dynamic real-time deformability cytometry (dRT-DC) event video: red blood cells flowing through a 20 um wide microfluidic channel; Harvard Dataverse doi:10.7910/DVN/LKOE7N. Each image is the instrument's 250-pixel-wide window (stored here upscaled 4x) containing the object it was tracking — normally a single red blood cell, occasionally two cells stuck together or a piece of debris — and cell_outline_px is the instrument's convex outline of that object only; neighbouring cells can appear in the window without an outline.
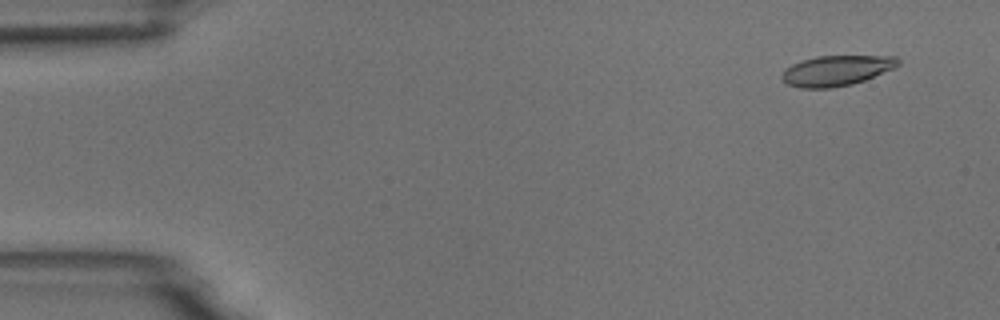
{"species": "common noctule bat (a hibernating species)", "species_latin": "Nyctalus noctula", "temperature_condition": "room temperature", "stored_images_in_passage": 55, "camera_frame_rate_fps": 3000, "um_per_image_px": 0.085, "animal": {"sex": "male", "body_mass_g": 18.8}, "frame": {"image": 1, "passage_image": 4, "time_ms": 1.0, "image_size_px": [1000, 320], "cell_outline_px": [[900, 64], [896, 68], [864, 80], [852, 84], [832, 88], [800, 88], [788, 84], [780, 76], [784, 68], [800, 60], [816, 56], [896, 56], [900, 60]], "centroid_in_image_um": [71.1, 5.99], "position_along_channel_um": 13.9, "area_um2": 20.75}}
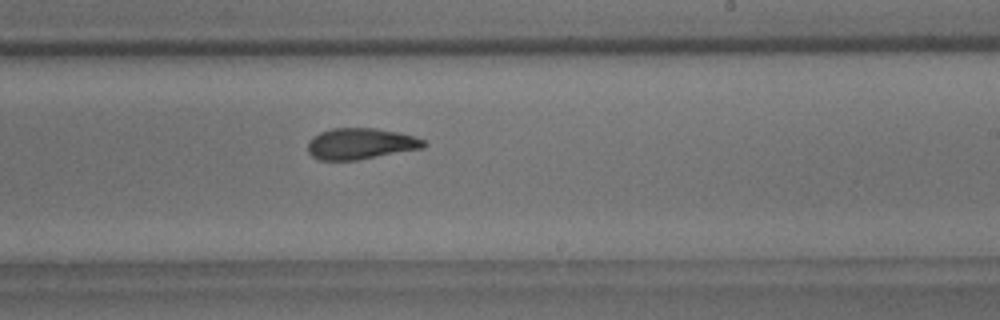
{"frame": {"image": 2, "passage_image": 33, "time_ms": 10.667, "image_size_px": [1000, 320], "cell_outline_px": [[428, 144], [424, 148], [356, 160], [320, 160], [312, 156], [308, 152], [308, 140], [312, 136], [320, 132], [332, 128], [376, 128], [400, 132], [416, 136], [424, 140]], "centroid_in_image_um": [30.67, 12.2], "position_along_channel_um": 258.3, "area_um2": 21.27}}
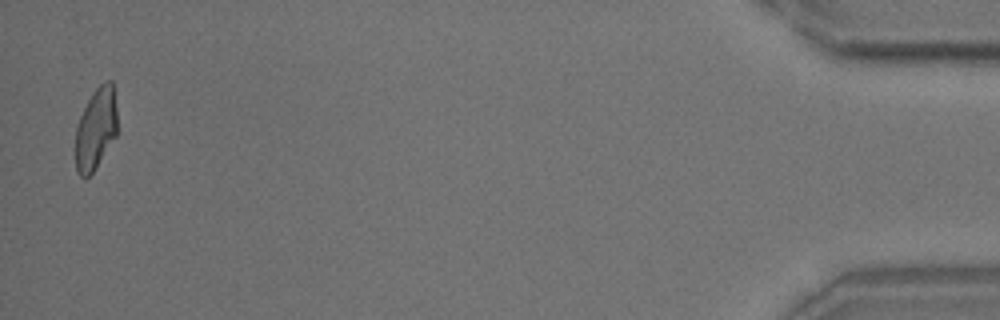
{"frame": {"image": 3, "passage_image": 54, "time_ms": 17.667, "image_size_px": [1000, 320], "cell_outline_px": [[116, 136], [92, 172], [88, 176], [80, 176], [76, 168], [76, 128], [80, 116], [92, 92], [104, 80], [112, 80], [116, 108]], "centroid_in_image_um": [8.15, 10.9], "position_along_channel_um": 427.1, "area_um2": 19.54}, "authors_computed_cell_mechanics": {"area_um2": 21.2704, "velocity_mm_per_s": 3.6904, "shape_relaxation_time_tau1_ms": 5.5943, "shape_relaxation_time_tau2_ms": 2.5672, "deformation_change_tau1": 0.1995, "deformation_change_tau2": 0.1053}}